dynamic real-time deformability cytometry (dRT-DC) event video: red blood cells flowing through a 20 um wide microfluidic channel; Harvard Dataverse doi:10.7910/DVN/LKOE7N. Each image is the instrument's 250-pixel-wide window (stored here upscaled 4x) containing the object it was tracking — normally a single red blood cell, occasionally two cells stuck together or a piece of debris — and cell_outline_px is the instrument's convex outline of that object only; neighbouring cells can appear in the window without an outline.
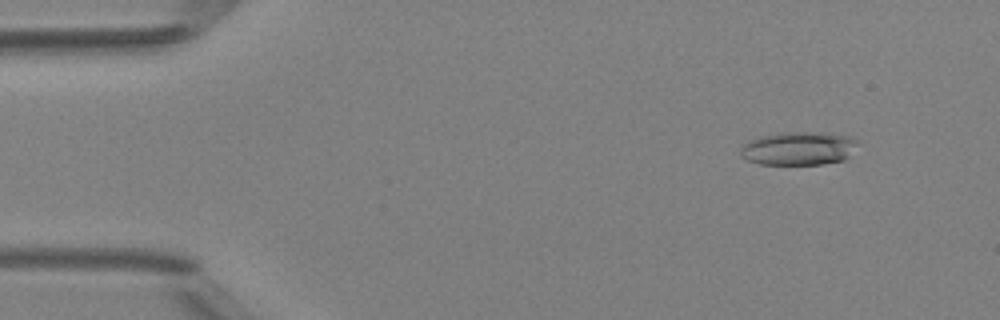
{"species": "Egyptian fruit bat (a non-hibernating species)", "species_latin": "Rousettus aegyptiacus", "temperature_condition": "room temperature", "stored_images_in_passage": 4, "camera_frame_rate_fps": 3000, "um_per_image_px": 0.085, "animal": {"sex": "female"}, "frame": {"image": 1, "passage_image": 2, "time_ms": 1.0, "image_size_px": [1000, 320], "cell_outline_px": [[860, 144], [844, 160], [824, 164], [760, 164], [748, 160], [740, 156], [740, 148], [744, 144], [760, 136], [784, 132], [832, 132], [852, 136]], "centroid_in_image_um": [67.94, 12.6], "position_along_channel_um": 17.1, "area_um2": 23.12}}